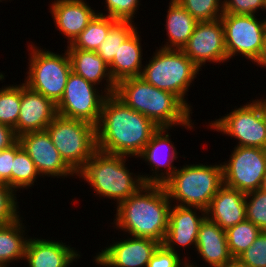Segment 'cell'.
<instances>
[{"mask_svg": "<svg viewBox=\"0 0 266 267\" xmlns=\"http://www.w3.org/2000/svg\"><path fill=\"white\" fill-rule=\"evenodd\" d=\"M158 128L148 117L126 106L114 94L108 95L96 125L97 149L137 158Z\"/></svg>", "mask_w": 266, "mask_h": 267, "instance_id": "6da1fadb", "label": "cell"}, {"mask_svg": "<svg viewBox=\"0 0 266 267\" xmlns=\"http://www.w3.org/2000/svg\"><path fill=\"white\" fill-rule=\"evenodd\" d=\"M116 207L114 228L132 237L151 238L163 243L171 207L163 185L145 184Z\"/></svg>", "mask_w": 266, "mask_h": 267, "instance_id": "7a4b0ae2", "label": "cell"}, {"mask_svg": "<svg viewBox=\"0 0 266 267\" xmlns=\"http://www.w3.org/2000/svg\"><path fill=\"white\" fill-rule=\"evenodd\" d=\"M114 95L159 128L194 127L190 116L193 112L176 95L152 86L140 76L119 81Z\"/></svg>", "mask_w": 266, "mask_h": 267, "instance_id": "3957f363", "label": "cell"}, {"mask_svg": "<svg viewBox=\"0 0 266 267\" xmlns=\"http://www.w3.org/2000/svg\"><path fill=\"white\" fill-rule=\"evenodd\" d=\"M128 156L111 154L97 149L91 159L77 173L92 187L95 195L108 198L118 205L136 193L145 183L141 173L130 172L126 166ZM127 160V161H126Z\"/></svg>", "mask_w": 266, "mask_h": 267, "instance_id": "277c9868", "label": "cell"}, {"mask_svg": "<svg viewBox=\"0 0 266 267\" xmlns=\"http://www.w3.org/2000/svg\"><path fill=\"white\" fill-rule=\"evenodd\" d=\"M224 185L222 164H189L177 168L163 184L171 204L206 210Z\"/></svg>", "mask_w": 266, "mask_h": 267, "instance_id": "5b68a950", "label": "cell"}, {"mask_svg": "<svg viewBox=\"0 0 266 267\" xmlns=\"http://www.w3.org/2000/svg\"><path fill=\"white\" fill-rule=\"evenodd\" d=\"M156 48L140 77L158 89L173 93L192 111L185 96L201 70L181 49Z\"/></svg>", "mask_w": 266, "mask_h": 267, "instance_id": "8992f818", "label": "cell"}, {"mask_svg": "<svg viewBox=\"0 0 266 267\" xmlns=\"http://www.w3.org/2000/svg\"><path fill=\"white\" fill-rule=\"evenodd\" d=\"M29 43L28 71L24 79L31 90L41 93L57 104L62 98L72 71L67 49L58 54ZM40 48V49H39Z\"/></svg>", "mask_w": 266, "mask_h": 267, "instance_id": "52a82bcc", "label": "cell"}, {"mask_svg": "<svg viewBox=\"0 0 266 267\" xmlns=\"http://www.w3.org/2000/svg\"><path fill=\"white\" fill-rule=\"evenodd\" d=\"M65 163L77 174L97 150L96 126L57 115L46 127Z\"/></svg>", "mask_w": 266, "mask_h": 267, "instance_id": "ba28073f", "label": "cell"}, {"mask_svg": "<svg viewBox=\"0 0 266 267\" xmlns=\"http://www.w3.org/2000/svg\"><path fill=\"white\" fill-rule=\"evenodd\" d=\"M235 109V110H234ZM226 116L208 122L210 129L234 137L235 146L259 147L266 149V119L264 98L253 99L239 108H234Z\"/></svg>", "mask_w": 266, "mask_h": 267, "instance_id": "9c48e42d", "label": "cell"}, {"mask_svg": "<svg viewBox=\"0 0 266 267\" xmlns=\"http://www.w3.org/2000/svg\"><path fill=\"white\" fill-rule=\"evenodd\" d=\"M259 15H235L223 13L224 41L228 60L242 55L256 64L262 52L266 31V19ZM257 17V18H256Z\"/></svg>", "mask_w": 266, "mask_h": 267, "instance_id": "30bf717a", "label": "cell"}, {"mask_svg": "<svg viewBox=\"0 0 266 267\" xmlns=\"http://www.w3.org/2000/svg\"><path fill=\"white\" fill-rule=\"evenodd\" d=\"M99 90L96 85L71 71L64 94L56 104L57 115L84 120L96 126L100 119L102 104L108 96Z\"/></svg>", "mask_w": 266, "mask_h": 267, "instance_id": "8fae6325", "label": "cell"}, {"mask_svg": "<svg viewBox=\"0 0 266 267\" xmlns=\"http://www.w3.org/2000/svg\"><path fill=\"white\" fill-rule=\"evenodd\" d=\"M229 160L221 162L225 186L244 193L259 190L266 173V149L235 146Z\"/></svg>", "mask_w": 266, "mask_h": 267, "instance_id": "7c38bea8", "label": "cell"}, {"mask_svg": "<svg viewBox=\"0 0 266 267\" xmlns=\"http://www.w3.org/2000/svg\"><path fill=\"white\" fill-rule=\"evenodd\" d=\"M182 51L199 68L206 62H228L221 19L197 22L194 31Z\"/></svg>", "mask_w": 266, "mask_h": 267, "instance_id": "4fadbf2b", "label": "cell"}, {"mask_svg": "<svg viewBox=\"0 0 266 267\" xmlns=\"http://www.w3.org/2000/svg\"><path fill=\"white\" fill-rule=\"evenodd\" d=\"M171 129L168 127L158 128L137 156V158L146 161L147 165L150 166V171H153L150 173L152 175L146 173L141 175L145 184L163 185L177 170L173 164L174 160L178 158V152L170 139L171 135L168 133Z\"/></svg>", "mask_w": 266, "mask_h": 267, "instance_id": "5bb4252c", "label": "cell"}, {"mask_svg": "<svg viewBox=\"0 0 266 267\" xmlns=\"http://www.w3.org/2000/svg\"><path fill=\"white\" fill-rule=\"evenodd\" d=\"M41 177L67 178L77 174L65 163L46 130L28 132L18 137Z\"/></svg>", "mask_w": 266, "mask_h": 267, "instance_id": "9a60e30c", "label": "cell"}, {"mask_svg": "<svg viewBox=\"0 0 266 267\" xmlns=\"http://www.w3.org/2000/svg\"><path fill=\"white\" fill-rule=\"evenodd\" d=\"M160 244L151 238L130 236L102 249L93 262L99 267H147Z\"/></svg>", "mask_w": 266, "mask_h": 267, "instance_id": "2e32d148", "label": "cell"}, {"mask_svg": "<svg viewBox=\"0 0 266 267\" xmlns=\"http://www.w3.org/2000/svg\"><path fill=\"white\" fill-rule=\"evenodd\" d=\"M206 218V210L202 208L171 204L168 229L162 244L176 253V247H184L187 250V247L194 245L195 249L200 226Z\"/></svg>", "mask_w": 266, "mask_h": 267, "instance_id": "e0dca14e", "label": "cell"}, {"mask_svg": "<svg viewBox=\"0 0 266 267\" xmlns=\"http://www.w3.org/2000/svg\"><path fill=\"white\" fill-rule=\"evenodd\" d=\"M57 116L56 104L41 93L21 83V104L16 135L44 131Z\"/></svg>", "mask_w": 266, "mask_h": 267, "instance_id": "ac0fdd59", "label": "cell"}, {"mask_svg": "<svg viewBox=\"0 0 266 267\" xmlns=\"http://www.w3.org/2000/svg\"><path fill=\"white\" fill-rule=\"evenodd\" d=\"M86 0H54L50 13L58 31L71 45L97 14Z\"/></svg>", "mask_w": 266, "mask_h": 267, "instance_id": "d6986e66", "label": "cell"}, {"mask_svg": "<svg viewBox=\"0 0 266 267\" xmlns=\"http://www.w3.org/2000/svg\"><path fill=\"white\" fill-rule=\"evenodd\" d=\"M69 244L43 238L29 237L24 262L28 267H70L80 254Z\"/></svg>", "mask_w": 266, "mask_h": 267, "instance_id": "ffe728a7", "label": "cell"}, {"mask_svg": "<svg viewBox=\"0 0 266 267\" xmlns=\"http://www.w3.org/2000/svg\"><path fill=\"white\" fill-rule=\"evenodd\" d=\"M246 193L223 185L206 209V217L227 230L246 220Z\"/></svg>", "mask_w": 266, "mask_h": 267, "instance_id": "44dd1931", "label": "cell"}, {"mask_svg": "<svg viewBox=\"0 0 266 267\" xmlns=\"http://www.w3.org/2000/svg\"><path fill=\"white\" fill-rule=\"evenodd\" d=\"M74 73L98 87L104 83L103 90L107 95H113L116 83L111 77L108 64L95 52L81 49H67ZM103 80V81H102Z\"/></svg>", "mask_w": 266, "mask_h": 267, "instance_id": "7402d4cb", "label": "cell"}, {"mask_svg": "<svg viewBox=\"0 0 266 267\" xmlns=\"http://www.w3.org/2000/svg\"><path fill=\"white\" fill-rule=\"evenodd\" d=\"M196 249L209 267H222L233 259L228 249L226 231L207 218L200 226Z\"/></svg>", "mask_w": 266, "mask_h": 267, "instance_id": "603a6c76", "label": "cell"}, {"mask_svg": "<svg viewBox=\"0 0 266 267\" xmlns=\"http://www.w3.org/2000/svg\"><path fill=\"white\" fill-rule=\"evenodd\" d=\"M136 29L119 47L113 61L108 65L112 79L117 84L127 78L141 76L143 70L141 36Z\"/></svg>", "mask_w": 266, "mask_h": 267, "instance_id": "cb8c5ba5", "label": "cell"}, {"mask_svg": "<svg viewBox=\"0 0 266 267\" xmlns=\"http://www.w3.org/2000/svg\"><path fill=\"white\" fill-rule=\"evenodd\" d=\"M168 7L165 29L169 39L161 48L182 50L198 21L176 0H170Z\"/></svg>", "mask_w": 266, "mask_h": 267, "instance_id": "d4e9b609", "label": "cell"}, {"mask_svg": "<svg viewBox=\"0 0 266 267\" xmlns=\"http://www.w3.org/2000/svg\"><path fill=\"white\" fill-rule=\"evenodd\" d=\"M25 228L21 216L9 224L0 226V266L9 267L10 263L15 261H24L29 239Z\"/></svg>", "mask_w": 266, "mask_h": 267, "instance_id": "484cf974", "label": "cell"}, {"mask_svg": "<svg viewBox=\"0 0 266 267\" xmlns=\"http://www.w3.org/2000/svg\"><path fill=\"white\" fill-rule=\"evenodd\" d=\"M118 20L105 15L96 14L79 36L67 49H81L95 51L101 43L107 38L110 29Z\"/></svg>", "mask_w": 266, "mask_h": 267, "instance_id": "4316f807", "label": "cell"}, {"mask_svg": "<svg viewBox=\"0 0 266 267\" xmlns=\"http://www.w3.org/2000/svg\"><path fill=\"white\" fill-rule=\"evenodd\" d=\"M38 177L34 162L27 152L21 147L19 141L15 143V158L11 169V188L16 192L18 189H28L32 187Z\"/></svg>", "mask_w": 266, "mask_h": 267, "instance_id": "83f0119b", "label": "cell"}, {"mask_svg": "<svg viewBox=\"0 0 266 267\" xmlns=\"http://www.w3.org/2000/svg\"><path fill=\"white\" fill-rule=\"evenodd\" d=\"M262 232L251 221L244 220L226 230L228 249L233 257L237 259Z\"/></svg>", "mask_w": 266, "mask_h": 267, "instance_id": "f1b7e54d", "label": "cell"}, {"mask_svg": "<svg viewBox=\"0 0 266 267\" xmlns=\"http://www.w3.org/2000/svg\"><path fill=\"white\" fill-rule=\"evenodd\" d=\"M133 21H118L109 31L107 38L97 48L96 53L109 65L120 45L137 29Z\"/></svg>", "mask_w": 266, "mask_h": 267, "instance_id": "f546056e", "label": "cell"}, {"mask_svg": "<svg viewBox=\"0 0 266 267\" xmlns=\"http://www.w3.org/2000/svg\"><path fill=\"white\" fill-rule=\"evenodd\" d=\"M2 88V89H1ZM0 88V123L15 130L21 104V84Z\"/></svg>", "mask_w": 266, "mask_h": 267, "instance_id": "4dcf8cb0", "label": "cell"}, {"mask_svg": "<svg viewBox=\"0 0 266 267\" xmlns=\"http://www.w3.org/2000/svg\"><path fill=\"white\" fill-rule=\"evenodd\" d=\"M198 22L220 19L224 13L223 0H176Z\"/></svg>", "mask_w": 266, "mask_h": 267, "instance_id": "1f68e13d", "label": "cell"}, {"mask_svg": "<svg viewBox=\"0 0 266 267\" xmlns=\"http://www.w3.org/2000/svg\"><path fill=\"white\" fill-rule=\"evenodd\" d=\"M246 220L266 231V193L254 190L245 196Z\"/></svg>", "mask_w": 266, "mask_h": 267, "instance_id": "d6a6232c", "label": "cell"}, {"mask_svg": "<svg viewBox=\"0 0 266 267\" xmlns=\"http://www.w3.org/2000/svg\"><path fill=\"white\" fill-rule=\"evenodd\" d=\"M16 196L17 194L12 188L6 183L0 182V226L9 224L20 217Z\"/></svg>", "mask_w": 266, "mask_h": 267, "instance_id": "836d02e7", "label": "cell"}, {"mask_svg": "<svg viewBox=\"0 0 266 267\" xmlns=\"http://www.w3.org/2000/svg\"><path fill=\"white\" fill-rule=\"evenodd\" d=\"M237 259L246 267H266V231H262Z\"/></svg>", "mask_w": 266, "mask_h": 267, "instance_id": "e575fe53", "label": "cell"}, {"mask_svg": "<svg viewBox=\"0 0 266 267\" xmlns=\"http://www.w3.org/2000/svg\"><path fill=\"white\" fill-rule=\"evenodd\" d=\"M104 4L107 7L106 14L101 13V11L97 13L118 21H132L138 12L139 5H141L140 0H105Z\"/></svg>", "mask_w": 266, "mask_h": 267, "instance_id": "d590c367", "label": "cell"}, {"mask_svg": "<svg viewBox=\"0 0 266 267\" xmlns=\"http://www.w3.org/2000/svg\"><path fill=\"white\" fill-rule=\"evenodd\" d=\"M180 258L182 257H180L179 253L169 250L163 244H160L149 260L147 267H188L189 257Z\"/></svg>", "mask_w": 266, "mask_h": 267, "instance_id": "8d00e7d4", "label": "cell"}, {"mask_svg": "<svg viewBox=\"0 0 266 267\" xmlns=\"http://www.w3.org/2000/svg\"><path fill=\"white\" fill-rule=\"evenodd\" d=\"M266 10V0H223L224 13L235 15H258L257 11Z\"/></svg>", "mask_w": 266, "mask_h": 267, "instance_id": "74e56055", "label": "cell"}, {"mask_svg": "<svg viewBox=\"0 0 266 267\" xmlns=\"http://www.w3.org/2000/svg\"><path fill=\"white\" fill-rule=\"evenodd\" d=\"M15 158V144L0 151V182L6 183L11 188V169Z\"/></svg>", "mask_w": 266, "mask_h": 267, "instance_id": "f35d334b", "label": "cell"}, {"mask_svg": "<svg viewBox=\"0 0 266 267\" xmlns=\"http://www.w3.org/2000/svg\"><path fill=\"white\" fill-rule=\"evenodd\" d=\"M18 141L15 130L0 123V151L5 150Z\"/></svg>", "mask_w": 266, "mask_h": 267, "instance_id": "ab89813d", "label": "cell"}, {"mask_svg": "<svg viewBox=\"0 0 266 267\" xmlns=\"http://www.w3.org/2000/svg\"><path fill=\"white\" fill-rule=\"evenodd\" d=\"M257 66L263 68H266V31L264 33V38H263V46H262V52L260 54L259 60L256 62Z\"/></svg>", "mask_w": 266, "mask_h": 267, "instance_id": "60d3db41", "label": "cell"}, {"mask_svg": "<svg viewBox=\"0 0 266 267\" xmlns=\"http://www.w3.org/2000/svg\"><path fill=\"white\" fill-rule=\"evenodd\" d=\"M222 267H246L238 259H232L230 262H227Z\"/></svg>", "mask_w": 266, "mask_h": 267, "instance_id": "b9f144b4", "label": "cell"}, {"mask_svg": "<svg viewBox=\"0 0 266 267\" xmlns=\"http://www.w3.org/2000/svg\"><path fill=\"white\" fill-rule=\"evenodd\" d=\"M260 190L266 193V173L264 174Z\"/></svg>", "mask_w": 266, "mask_h": 267, "instance_id": "7bdbcfd3", "label": "cell"}, {"mask_svg": "<svg viewBox=\"0 0 266 267\" xmlns=\"http://www.w3.org/2000/svg\"><path fill=\"white\" fill-rule=\"evenodd\" d=\"M190 262H191V260H189V261L187 262V266H188V267H197V266L195 265L196 262H195L194 264H193V263L191 264Z\"/></svg>", "mask_w": 266, "mask_h": 267, "instance_id": "ee69618b", "label": "cell"}, {"mask_svg": "<svg viewBox=\"0 0 266 267\" xmlns=\"http://www.w3.org/2000/svg\"><path fill=\"white\" fill-rule=\"evenodd\" d=\"M264 116H265V119H266V97L264 99Z\"/></svg>", "mask_w": 266, "mask_h": 267, "instance_id": "f6af8a7d", "label": "cell"}]
</instances>
